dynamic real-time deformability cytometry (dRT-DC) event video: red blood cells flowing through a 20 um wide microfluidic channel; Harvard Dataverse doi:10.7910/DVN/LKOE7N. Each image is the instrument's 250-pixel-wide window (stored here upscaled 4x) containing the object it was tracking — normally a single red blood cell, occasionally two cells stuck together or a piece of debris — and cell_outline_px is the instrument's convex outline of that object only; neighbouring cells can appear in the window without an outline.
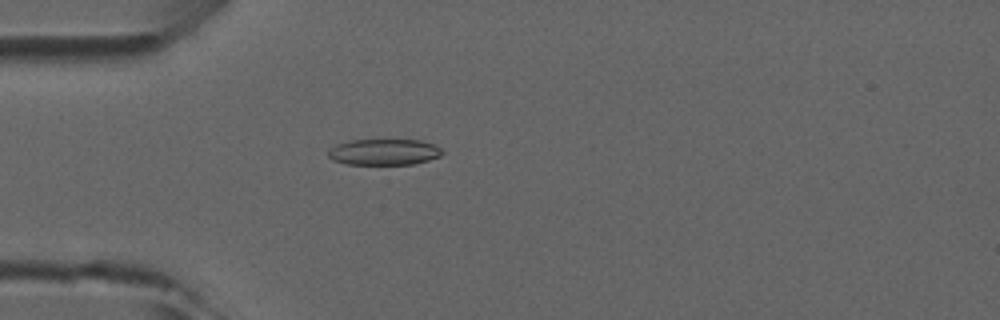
{"species": "common noctule bat (a hibernating species)", "species_latin": "Nyctalus noctula", "temperature_condition": "room temperature", "stored_images_in_passage": 49, "camera_frame_rate_fps": 3000, "um_per_image_px": 0.085, "animal": {"sex": "male", "forearm_length_mm": 52.5}, "frame": {"image": 1, "passage_image": 14, "time_ms": 4.333, "image_size_px": [1000, 320], "cell_outline_px": [[444, 152], [440, 156], [428, 160], [412, 164], [348, 164], [332, 160], [328, 156], [328, 152], [336, 144], [352, 140], [420, 140], [432, 144], [440, 148]], "centroid_in_image_um": [32.64, 12.92], "position_along_channel_um": 52.4, "area_um2": 17.17}}
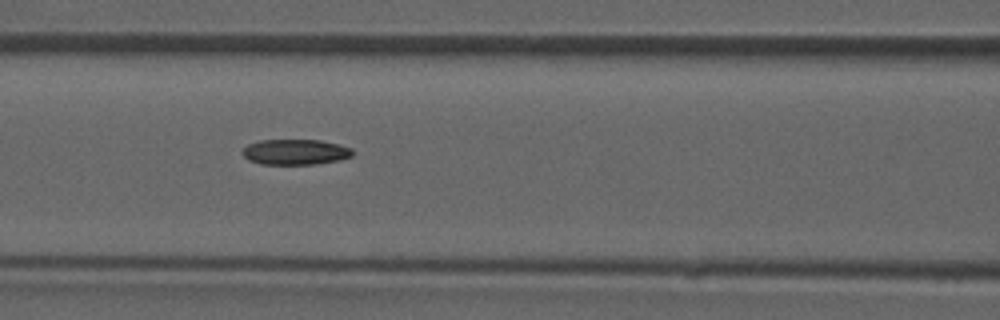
{"frame": {"image": 2, "passage_image": 21, "time_ms": 6.667, "image_size_px": [1000, 320], "cell_outline_px": [[352, 156], [340, 160], [316, 164], [260, 164], [248, 160], [240, 152], [248, 144], [260, 140], [320, 140], [340, 144], [352, 148]], "centroid_in_image_um": [25.1, 12.92], "position_along_channel_um": 141.5, "area_um2": 16.47}}
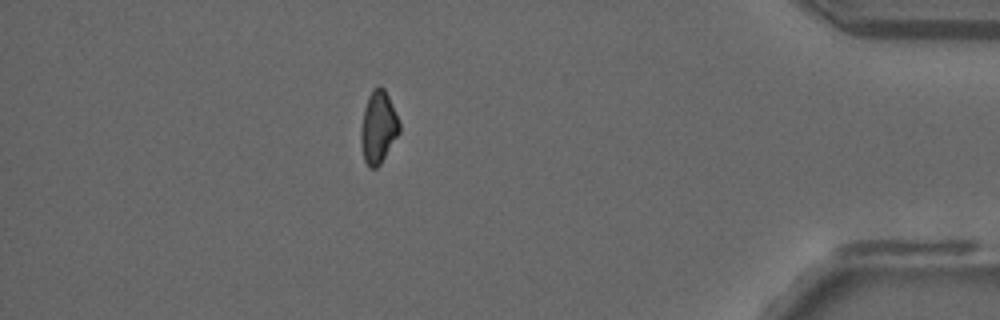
{"frame": {"image": 3, "passage_image": 43, "time_ms": 14.0, "image_size_px": [1000, 320], "cell_outline_px": [[400, 132], [380, 164], [376, 168], [368, 168], [364, 160], [360, 144], [360, 128], [364, 108], [368, 96], [372, 88], [380, 84], [384, 88], [388, 96], [400, 124]], "centroid_in_image_um": [32.12, 10.81], "position_along_channel_um": 403.1, "area_um2": 16.36}}